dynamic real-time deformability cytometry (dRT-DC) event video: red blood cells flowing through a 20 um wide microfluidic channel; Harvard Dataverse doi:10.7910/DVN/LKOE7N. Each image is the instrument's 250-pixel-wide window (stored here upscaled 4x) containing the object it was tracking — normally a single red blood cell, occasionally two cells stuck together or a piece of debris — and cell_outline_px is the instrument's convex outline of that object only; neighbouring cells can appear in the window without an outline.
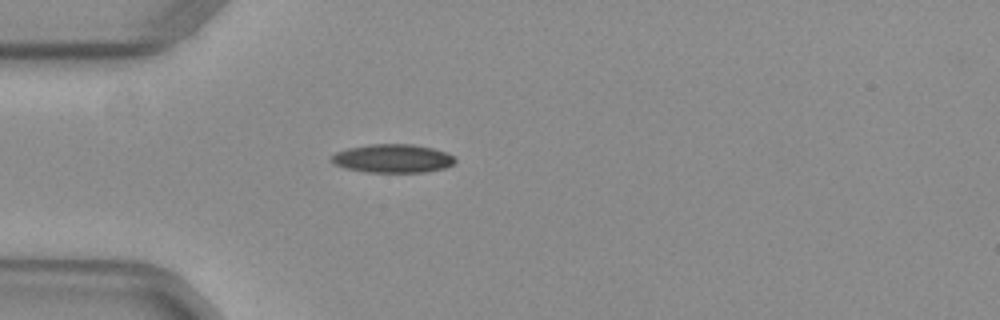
{"species": "common noctule bat (a hibernating species)", "species_latin": "Nyctalus noctula", "temperature_condition": "warm", "stored_images_in_passage": 38, "camera_frame_rate_fps": 3000, "um_per_image_px": 0.085, "animal": {"sex": "female", "body_mass_g": 29.2, "forearm_length_mm": 56.3}, "frame": {"image": 1, "passage_image": 1, "time_ms": 0.0, "image_size_px": [1000, 320], "cell_outline_px": [[456, 160], [452, 164], [444, 168], [424, 172], [364, 172], [344, 168], [336, 164], [332, 160], [332, 156], [336, 152], [348, 148], [368, 144], [412, 144], [432, 148], [444, 152], [452, 156]], "centroid_in_image_um": [33.36, 13.47], "position_along_channel_um": 51.6, "area_um2": 20.35}}
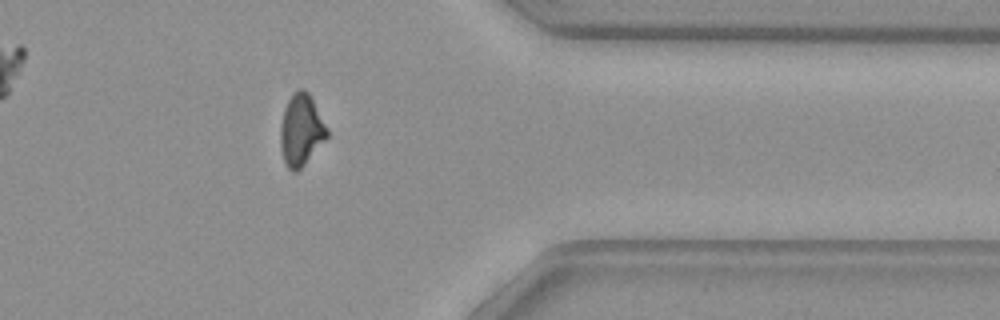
{"frame": {"image": 2, "passage_image": 28, "time_ms": 9.0, "image_size_px": [1000, 320], "cell_outline_px": [[328, 136], [304, 164], [296, 172], [292, 172], [284, 164], [280, 148], [280, 128], [284, 108], [292, 92], [300, 88], [304, 88], [308, 92], [328, 128]], "centroid_in_image_um": [25.57, 11.05], "position_along_channel_um": 385.8, "area_um2": 19.48}}
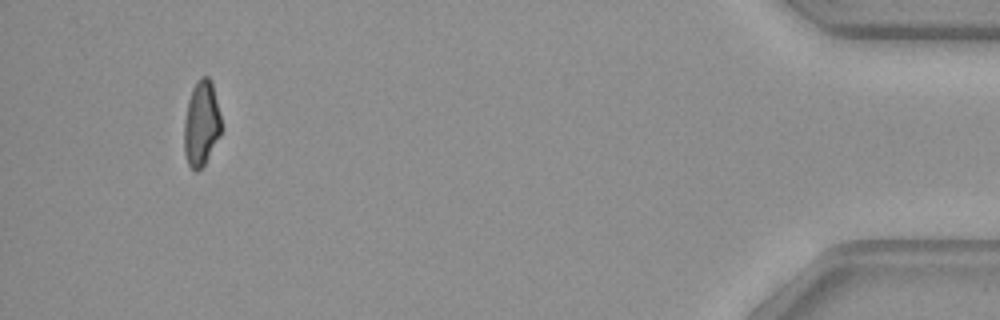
{"frame": {"image": 3, "passage_image": 35, "time_ms": 11.333, "image_size_px": [1000, 320], "cell_outline_px": [[220, 136], [204, 164], [196, 172], [188, 164], [184, 152], [184, 120], [188, 100], [192, 88], [200, 76], [208, 76], [212, 80], [220, 116]], "centroid_in_image_um": [17.1, 10.47], "position_along_channel_um": 418.1, "area_um2": 18.38}, "authors_computed_cell_mechanics": {"area_um2": 19.7965, "velocity_mm_per_s": 4.0018, "shape_relaxation_time_tau1_ms": null, "shape_relaxation_time_tau2_ms": 3.9621, "deformation_change_tau1": null, "deformation_change_tau2": 0.0973}}